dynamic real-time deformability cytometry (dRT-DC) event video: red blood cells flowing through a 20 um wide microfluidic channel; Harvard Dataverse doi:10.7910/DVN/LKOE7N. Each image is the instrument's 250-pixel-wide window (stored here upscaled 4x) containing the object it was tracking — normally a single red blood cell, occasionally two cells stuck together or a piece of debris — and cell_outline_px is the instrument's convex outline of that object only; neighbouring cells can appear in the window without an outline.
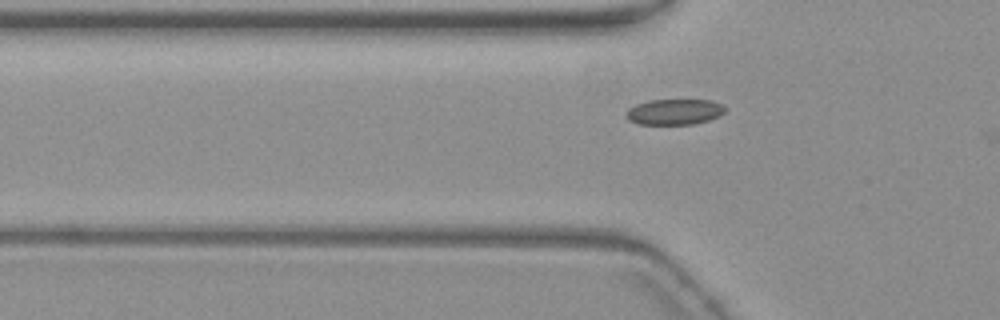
{"species": "common noctule bat (a hibernating species)", "species_latin": "Nyctalus noctula", "temperature_condition": "warm", "stored_images_in_passage": 34, "camera_frame_rate_fps": 3000, "um_per_image_px": 0.085, "animal": {"sex": "female", "body_mass_g": 19.3, "forearm_length_mm": 54.1}, "frame": {"image": 1, "passage_image": 2, "time_ms": 0.333, "image_size_px": [1000, 320], "cell_outline_px": [[724, 112], [720, 116], [708, 120], [692, 124], [640, 124], [628, 120], [624, 116], [624, 112], [628, 108], [636, 104], [652, 100], [712, 100], [724, 104]], "centroid_in_image_um": [57.3, 9.5], "position_along_channel_um": 68.5, "area_um2": 14.91}}
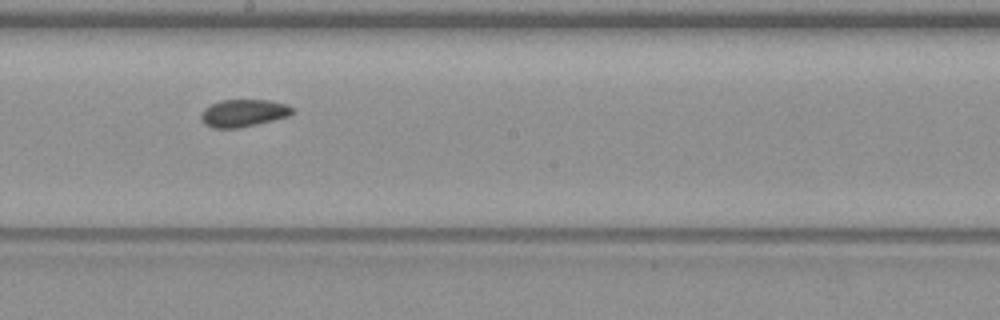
{"frame": {"image": 2, "passage_image": 15, "time_ms": 4.667, "image_size_px": [1000, 320], "cell_outline_px": [[292, 112], [288, 116], [240, 128], [212, 128], [204, 124], [200, 116], [204, 108], [220, 100], [268, 100], [288, 104], [292, 108]], "centroid_in_image_um": [20.66, 9.61], "position_along_channel_um": 227.5, "area_um2": 14.51}}
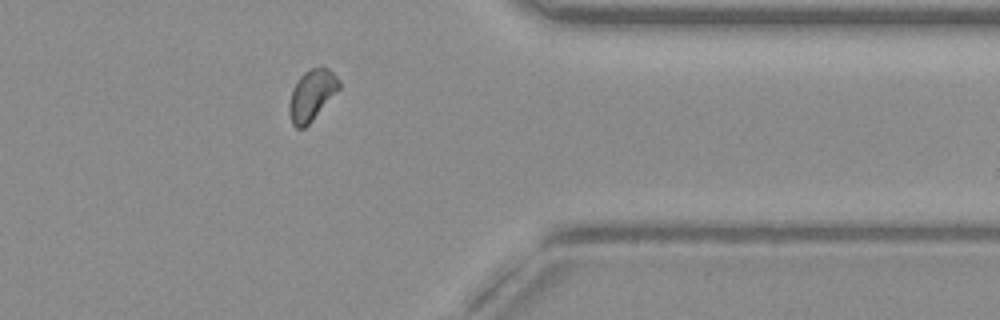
{"frame": {"image": 3, "passage_image": 29, "time_ms": 9.333, "image_size_px": [1000, 320], "cell_outline_px": [[340, 88], [312, 120], [304, 128], [296, 128], [292, 124], [288, 112], [288, 104], [292, 88], [296, 80], [304, 72], [312, 68], [328, 68], [340, 80]], "centroid_in_image_um": [26.47, 8.09], "position_along_channel_um": 384.9, "area_um2": 14.74}, "authors_computed_cell_mechanics": {"area_um2": 14.7679, "velocity_mm_per_s": 3.6647, "shape_relaxation_time_tau1_ms": null, "shape_relaxation_time_tau2_ms": 1.5835, "deformation_change_tau1": null, "deformation_change_tau2": 0.0509}}